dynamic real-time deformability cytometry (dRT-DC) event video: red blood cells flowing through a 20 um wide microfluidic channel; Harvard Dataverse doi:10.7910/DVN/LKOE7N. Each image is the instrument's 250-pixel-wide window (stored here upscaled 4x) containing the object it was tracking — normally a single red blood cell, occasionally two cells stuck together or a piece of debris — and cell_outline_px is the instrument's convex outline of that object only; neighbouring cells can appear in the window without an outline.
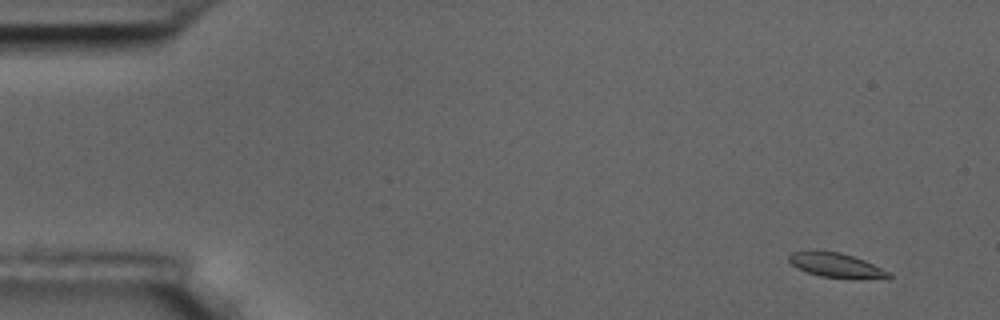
{"species": "common noctule bat (a hibernating species)", "species_latin": "Nyctalus noctula", "temperature_condition": "room temperature", "stored_images_in_passage": 4, "camera_frame_rate_fps": 3000, "um_per_image_px": 0.085, "animal": {"sex": "male", "body_mass_g": 17.5, "forearm_length_mm": 52.3}, "frame": {"image": 1, "passage_image": 1, "time_ms": 0.0, "image_size_px": [1000, 320], "cell_outline_px": [[892, 276], [856, 280], [820, 276], [796, 268], [788, 260], [788, 252], [808, 248], [816, 248], [840, 252], [864, 260], [892, 272]], "centroid_in_image_um": [70.99, 22.5], "position_along_channel_um": 14.0, "area_um2": 15.03}}
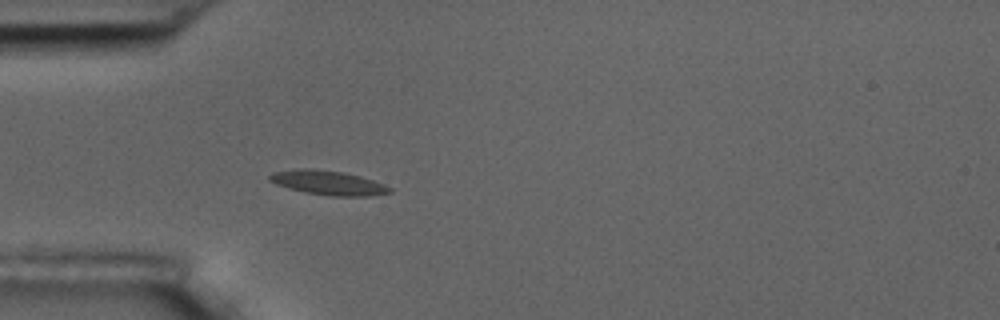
{"frame": {"image": 2, "passage_image": 4, "time_ms": 4.333, "image_size_px": [1000, 320], "cell_outline_px": [[392, 192], [368, 196], [332, 196], [308, 192], [288, 188], [276, 184], [268, 180], [268, 176], [272, 172], [300, 168], [312, 168], [340, 172], [360, 176], [384, 184], [392, 188]], "centroid_in_image_um": [27.87, 15.53], "position_along_channel_um": 57.1, "area_um2": 16.88}}